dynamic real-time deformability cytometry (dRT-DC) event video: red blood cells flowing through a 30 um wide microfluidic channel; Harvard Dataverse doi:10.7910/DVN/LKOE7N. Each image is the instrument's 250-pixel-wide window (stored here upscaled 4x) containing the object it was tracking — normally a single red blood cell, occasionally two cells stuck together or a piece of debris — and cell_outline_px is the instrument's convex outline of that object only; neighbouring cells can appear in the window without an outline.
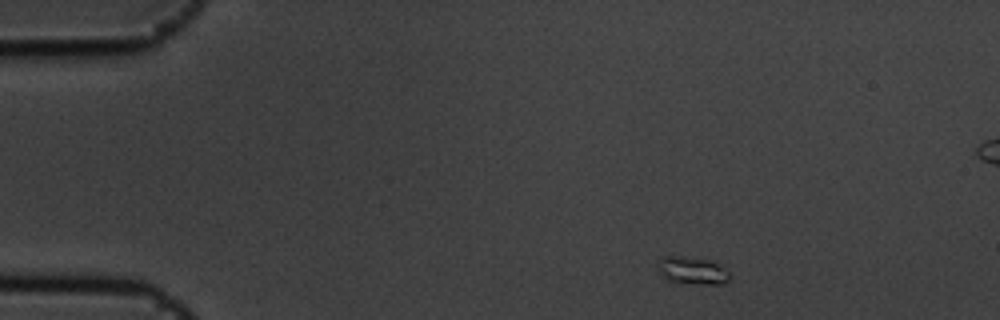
{"species": "common noctule bat (a hibernating species)", "species_latin": "Nyctalus noctula", "temperature_condition": "cold", "stored_images_in_passage": 4, "camera_frame_rate_fps": 3000, "um_per_image_px": 0.085, "animal": {"sex": "male", "body_mass_g": 19.5, "forearm_length_mm": 54.6}, "frame": {"image": 1, "passage_image": 1, "time_ms": 0.0, "image_size_px": [1000, 320], "cell_outline_px": [[728, 280], [724, 284], [704, 284], [668, 280], [660, 272], [660, 260], [664, 256], [684, 256], [708, 260], [716, 264], [728, 272]], "centroid_in_image_um": [58.86, 22.99], "position_along_channel_um": 26.1, "area_um2": 10.92}}